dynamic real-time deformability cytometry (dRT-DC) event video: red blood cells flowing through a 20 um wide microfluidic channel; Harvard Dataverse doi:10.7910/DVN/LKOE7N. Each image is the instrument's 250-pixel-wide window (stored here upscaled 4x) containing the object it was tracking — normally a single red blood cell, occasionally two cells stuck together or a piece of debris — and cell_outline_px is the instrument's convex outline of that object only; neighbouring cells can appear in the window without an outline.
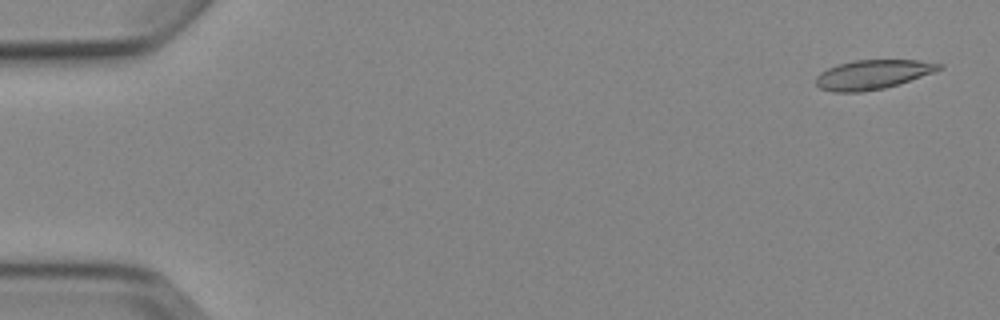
{"species": "Egyptian fruit bat (a non-hibernating species)", "species_latin": "Rousettus aegyptiacus", "temperature_condition": "cold", "stored_images_in_passage": 5, "camera_frame_rate_fps": 3000, "um_per_image_px": 0.085, "animal": {"sex": "female"}, "frame": {"image": 1, "passage_image": 1, "time_ms": 0.0, "image_size_px": [1000, 320], "cell_outline_px": [[944, 68], [936, 72], [884, 88], [864, 92], [832, 92], [820, 88], [816, 84], [816, 76], [820, 72], [828, 68], [840, 64], [856, 60], [920, 60], [944, 64]], "centroid_in_image_um": [74.21, 6.33], "position_along_channel_um": 10.8, "area_um2": 21.1}}
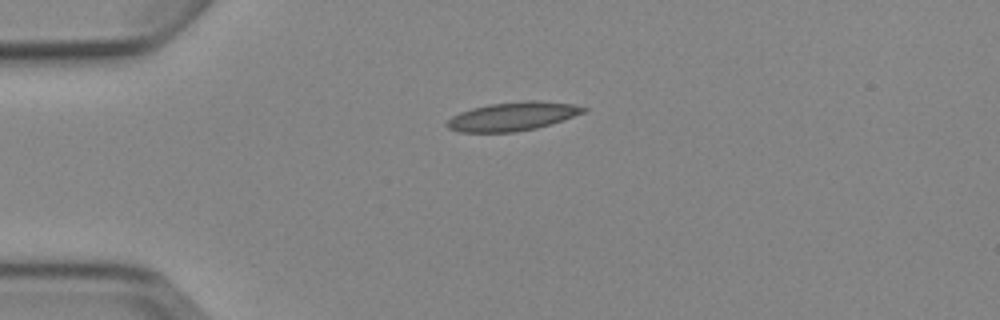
{"frame": {"image": 2, "passage_image": 4, "time_ms": 3.667, "image_size_px": [1000, 320], "cell_outline_px": [[588, 108], [584, 112], [564, 120], [536, 128], [516, 132], [460, 132], [448, 128], [444, 124], [452, 116], [460, 112], [472, 108], [488, 104], [524, 100], [540, 100], [572, 104]], "centroid_in_image_um": [43.56, 9.88], "position_along_channel_um": 41.4, "area_um2": 22.89}}